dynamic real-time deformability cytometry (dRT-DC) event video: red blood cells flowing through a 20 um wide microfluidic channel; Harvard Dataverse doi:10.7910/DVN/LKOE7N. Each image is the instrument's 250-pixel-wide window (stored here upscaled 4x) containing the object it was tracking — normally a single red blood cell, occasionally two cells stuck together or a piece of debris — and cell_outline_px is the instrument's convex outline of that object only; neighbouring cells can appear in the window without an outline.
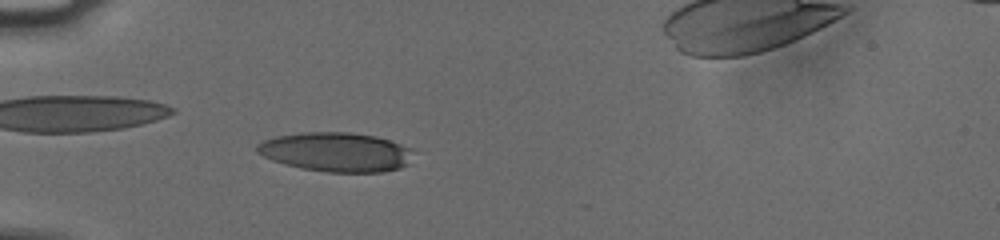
{"species": "human", "species_latin": "Homo sapiens", "temperature_condition": "cold", "stored_images_in_passage": 21, "camera_frame_rate_fps": 3000, "um_per_image_px": 0.085, "donor": {"sex": "male"}, "frame": {"image": 1, "passage_image": 12, "time_ms": 3.667, "image_size_px": [1000, 240], "cell_outline_px": [[408, 164], [400, 168], [380, 172], [328, 172], [300, 168], [284, 164], [272, 160], [256, 152], [256, 144], [264, 140], [276, 136], [300, 132], [348, 132], [376, 136], [400, 144], [408, 148]], "centroid_in_image_um": [28.48, 12.92], "position_along_channel_um": 56.5, "area_um2": 35.43}}
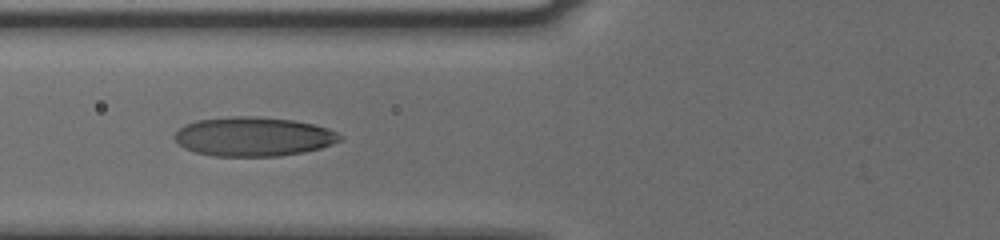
{"frame": {"image": 2, "passage_image": 15, "time_ms": 4.667, "image_size_px": [1000, 240], "cell_outline_px": [[344, 140], [320, 148], [304, 152], [280, 156], [212, 156], [196, 152], [184, 148], [172, 136], [184, 124], [196, 120], [232, 116], [260, 116], [292, 120], [312, 124], [328, 128], [344, 136]], "centroid_in_image_um": [21.55, 11.61], "position_along_channel_um": 104.2, "area_um2": 38.03}}
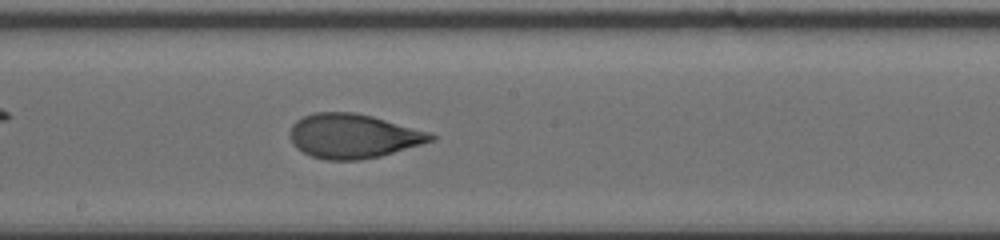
{"frame": {"image": 3, "passage_image": 21, "time_ms": 6.667, "image_size_px": [1000, 240], "cell_outline_px": [[436, 140], [380, 156], [360, 160], [324, 160], [312, 156], [296, 148], [292, 144], [288, 132], [292, 124], [296, 120], [312, 112], [356, 112], [372, 116], [432, 132], [436, 136]], "centroid_in_image_um": [30.01, 11.56], "position_along_channel_um": 218.2, "area_um2": 36.76}}